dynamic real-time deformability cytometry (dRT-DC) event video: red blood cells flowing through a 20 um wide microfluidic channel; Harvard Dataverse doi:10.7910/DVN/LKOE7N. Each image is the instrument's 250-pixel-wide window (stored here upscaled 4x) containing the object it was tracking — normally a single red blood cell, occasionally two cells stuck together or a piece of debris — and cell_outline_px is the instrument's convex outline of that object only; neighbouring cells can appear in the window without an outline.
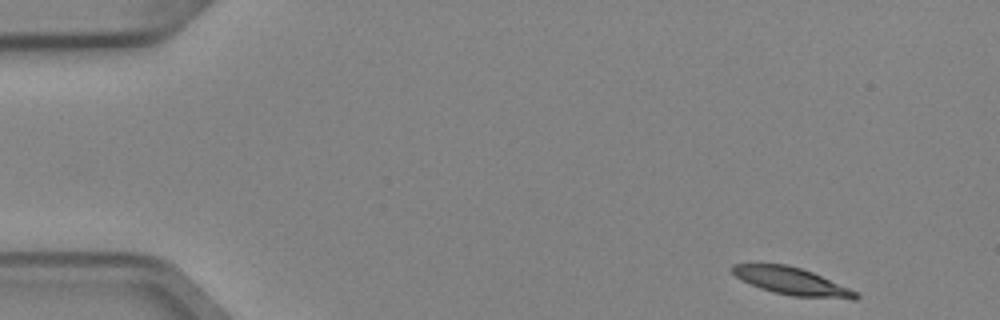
{"species": "Egyptian fruit bat (a non-hibernating species)", "species_latin": "Rousettus aegyptiacus", "temperature_condition": "cold", "stored_images_in_passage": 4, "camera_frame_rate_fps": 3000, "um_per_image_px": 0.085, "animal": {"sex": "female"}, "frame": {"image": 1, "passage_image": 1, "time_ms": 0.0, "image_size_px": [1000, 320], "cell_outline_px": [[860, 296], [856, 300], [852, 300], [792, 296], [772, 292], [760, 288], [736, 276], [732, 272], [732, 264], [784, 264], [800, 268], [812, 272], [848, 288], [856, 292]], "centroid_in_image_um": [67.33, 23.93], "position_along_channel_um": 17.7, "area_um2": 19.48}}
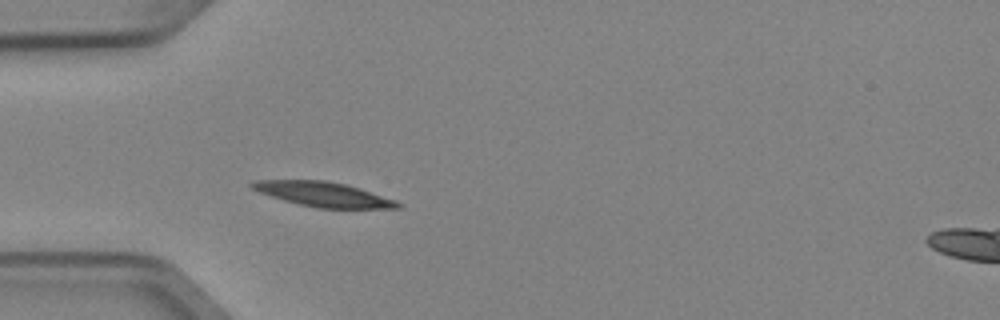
{"frame": {"image": 2, "passage_image": 4, "time_ms": 1.0, "image_size_px": [1000, 320], "cell_outline_px": [[404, 204], [400, 208], [316, 208], [284, 200], [260, 192], [252, 188], [248, 184], [252, 180], [324, 180], [344, 184], [360, 188], [396, 200]], "centroid_in_image_um": [27.51, 16.51], "position_along_channel_um": 57.5, "area_um2": 20.87}}